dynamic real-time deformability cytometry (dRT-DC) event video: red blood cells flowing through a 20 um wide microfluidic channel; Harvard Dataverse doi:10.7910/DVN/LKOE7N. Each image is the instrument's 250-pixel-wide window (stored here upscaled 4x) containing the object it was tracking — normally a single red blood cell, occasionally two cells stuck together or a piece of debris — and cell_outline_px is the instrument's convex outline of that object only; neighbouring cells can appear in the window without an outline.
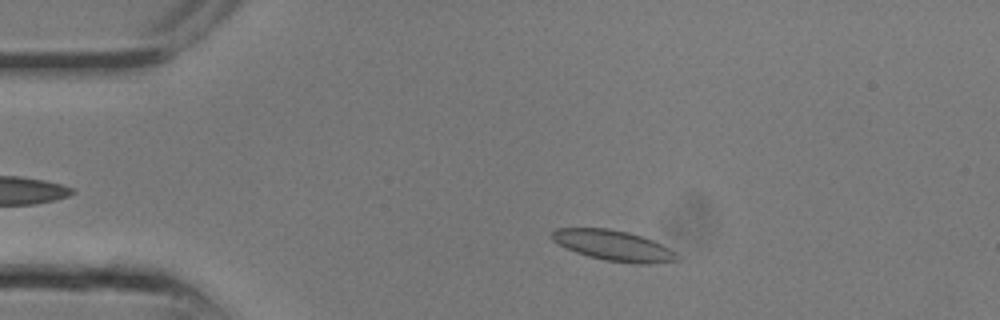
{"species": "common noctule bat (a hibernating species)", "species_latin": "Nyctalus noctula", "temperature_condition": "room temperature", "stored_images_in_passage": 15, "camera_frame_rate_fps": 3000, "um_per_image_px": 0.085, "animal": {"sex": "male", "body_mass_g": 13.3}, "frame": {"image": 1, "passage_image": 3, "time_ms": 0.667, "image_size_px": [1000, 320], "cell_outline_px": [[680, 260], [648, 264], [636, 264], [604, 260], [588, 256], [576, 252], [552, 240], [548, 236], [556, 228], [608, 228], [628, 232], [652, 240], [676, 252], [680, 256]], "centroid_in_image_um": [52.15, 20.87], "position_along_channel_um": 32.9, "area_um2": 22.2}}
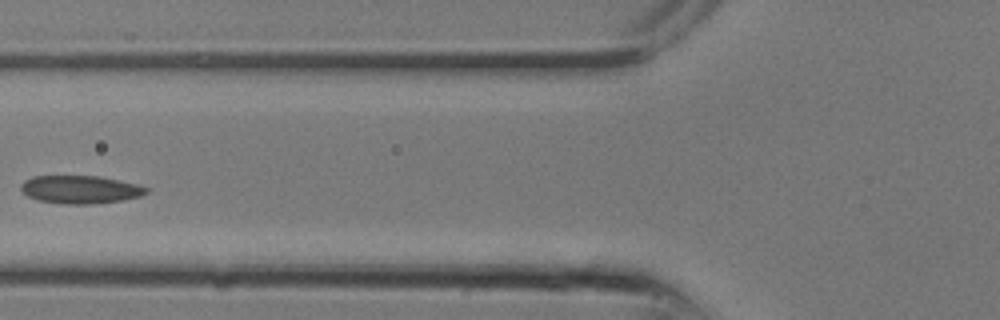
{"frame": {"image": 2, "passage_image": 8, "time_ms": 2.333, "image_size_px": [1000, 320], "cell_outline_px": [[148, 192], [140, 196], [124, 200], [92, 204], [64, 204], [36, 200], [28, 196], [20, 188], [20, 184], [24, 180], [32, 176], [100, 176], [136, 184], [148, 188]], "centroid_in_image_um": [6.8, 16.11], "position_along_channel_um": 119.0, "area_um2": 20.52}}
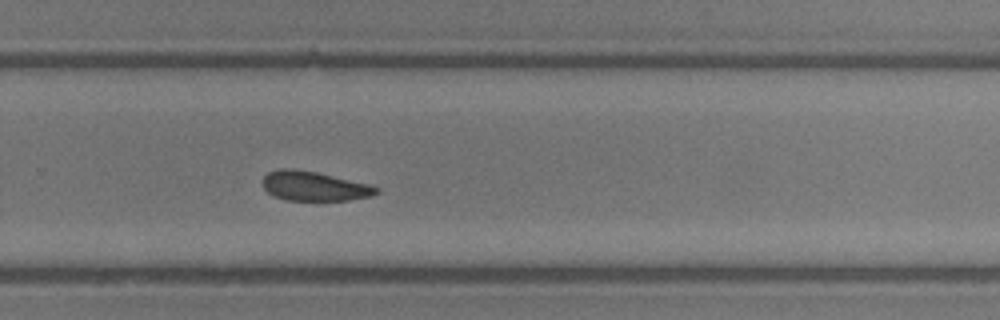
{"frame": {"image": 3, "passage_image": 15, "time_ms": 4.667, "image_size_px": [1000, 320], "cell_outline_px": [[380, 192], [372, 196], [348, 200], [288, 200], [276, 196], [268, 192], [260, 184], [260, 180], [268, 172], [280, 168], [288, 168], [316, 172], [368, 184], [380, 188]], "centroid_in_image_um": [26.68, 15.82], "position_along_channel_um": 303.1, "area_um2": 19.48}}